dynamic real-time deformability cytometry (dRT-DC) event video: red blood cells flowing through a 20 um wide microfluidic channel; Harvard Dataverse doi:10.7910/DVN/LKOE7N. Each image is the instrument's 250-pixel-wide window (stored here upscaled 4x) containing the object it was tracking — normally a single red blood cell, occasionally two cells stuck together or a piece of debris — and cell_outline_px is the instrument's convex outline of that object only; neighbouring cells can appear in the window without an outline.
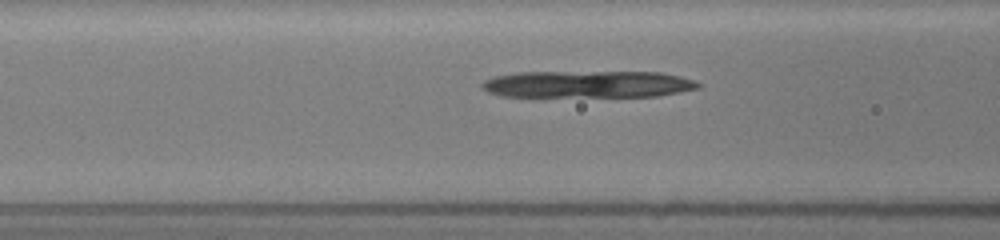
{"species": "common noctule bat (a hibernating species)", "species_latin": "Nyctalus noctula", "temperature_condition": "room temperature", "stored_images_in_passage": 20, "camera_frame_rate_fps": 3000, "um_per_image_px": 0.085, "animal": {"sex": "female", "body_mass_g": 19.5, "forearm_length_mm": 54.1}, "frame": {"image": 1, "passage_image": 6, "time_ms": 1.333, "image_size_px": [1000, 240], "cell_outline_px": [[700, 88], [680, 92], [656, 96], [500, 96], [488, 92], [480, 84], [484, 80], [492, 76], [516, 72], [660, 72], [680, 76], [692, 80], [700, 84]], "centroid_in_image_um": [49.93, 7.15], "position_along_channel_um": 116.7, "area_um2": 33.93}}
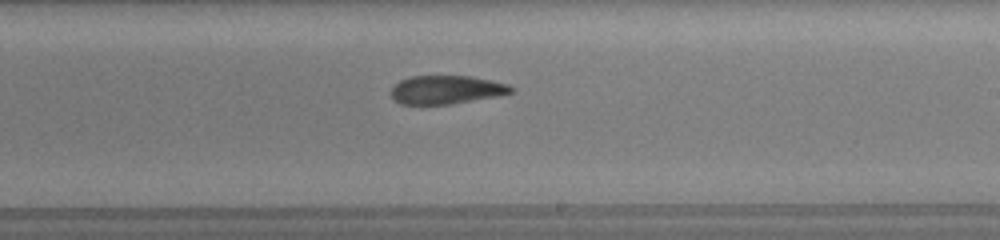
{"frame": {"image": 2, "passage_image": 14, "time_ms": 3.333, "image_size_px": [1000, 240], "cell_outline_px": [[516, 88], [512, 92], [500, 96], [452, 104], [400, 104], [392, 96], [392, 88], [400, 80], [412, 76], [472, 76], [508, 84]], "centroid_in_image_um": [38.0, 7.63], "position_along_channel_um": 251.0, "area_um2": 19.94}}
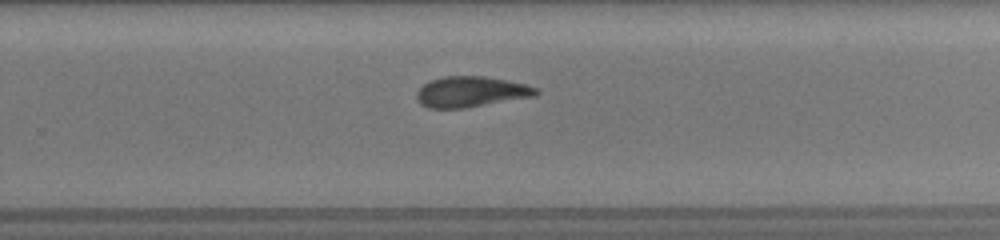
{"frame": {"image": 3, "passage_image": 18, "time_ms": 4.333, "image_size_px": [1000, 240], "cell_outline_px": [[540, 92], [536, 96], [464, 108], [428, 108], [420, 104], [416, 100], [416, 92], [424, 84], [432, 80], [444, 76], [484, 76], [508, 80], [540, 88]], "centroid_in_image_um": [40.05, 7.8], "position_along_channel_um": 289.7, "area_um2": 21.44}}